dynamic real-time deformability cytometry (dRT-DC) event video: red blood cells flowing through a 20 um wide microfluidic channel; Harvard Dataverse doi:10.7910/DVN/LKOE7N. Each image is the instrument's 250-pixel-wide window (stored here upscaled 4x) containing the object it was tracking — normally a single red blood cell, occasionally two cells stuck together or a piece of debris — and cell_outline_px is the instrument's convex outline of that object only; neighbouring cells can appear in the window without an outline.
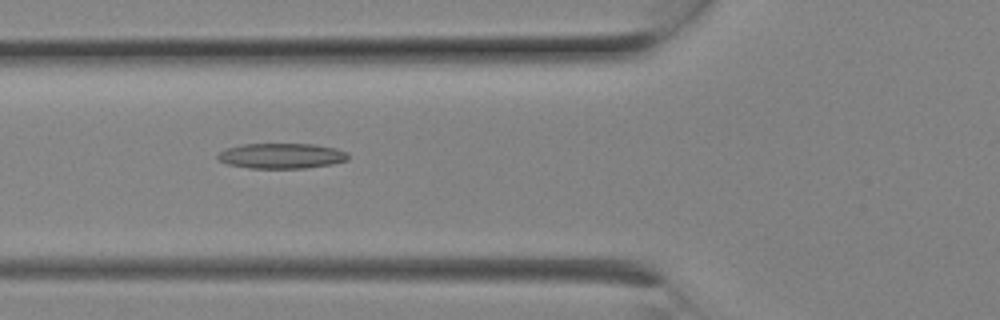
{"species": "Egyptian fruit bat (a non-hibernating species)", "species_latin": "Rousettus aegyptiacus", "temperature_condition": "room temperature", "stored_images_in_passage": 6, "camera_frame_rate_fps": 3000, "um_per_image_px": 0.085, "animal": {"sex": "female"}, "frame": {"image": 1, "passage_image": 5, "time_ms": 1.333, "image_size_px": [1000, 320], "cell_outline_px": [[348, 160], [332, 164], [304, 168], [248, 168], [228, 164], [216, 160], [216, 156], [220, 152], [228, 148], [240, 144], [312, 144], [336, 148], [348, 152]], "centroid_in_image_um": [23.92, 13.25], "position_along_channel_um": 101.9, "area_um2": 19.31}}
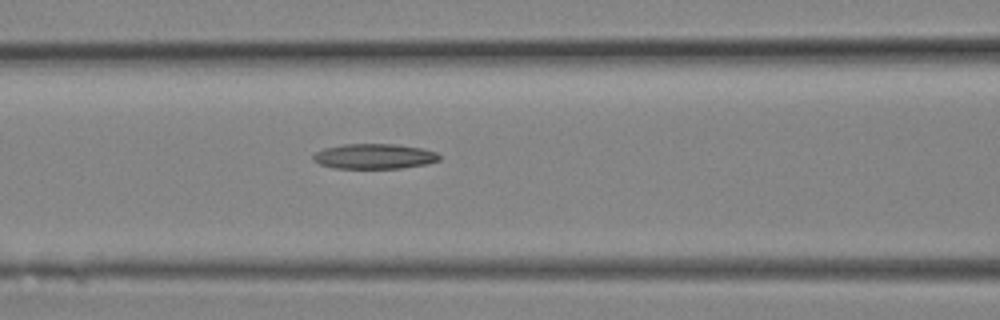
{"frame": {"image": 2, "passage_image": 6, "time_ms": 1.667, "image_size_px": [1000, 320], "cell_outline_px": [[440, 160], [428, 164], [400, 168], [332, 168], [320, 164], [312, 160], [312, 156], [316, 152], [324, 148], [344, 144], [396, 144], [420, 148], [436, 152], [440, 156]], "centroid_in_image_um": [31.8, 13.29], "position_along_channel_um": 134.8, "area_um2": 18.5}}